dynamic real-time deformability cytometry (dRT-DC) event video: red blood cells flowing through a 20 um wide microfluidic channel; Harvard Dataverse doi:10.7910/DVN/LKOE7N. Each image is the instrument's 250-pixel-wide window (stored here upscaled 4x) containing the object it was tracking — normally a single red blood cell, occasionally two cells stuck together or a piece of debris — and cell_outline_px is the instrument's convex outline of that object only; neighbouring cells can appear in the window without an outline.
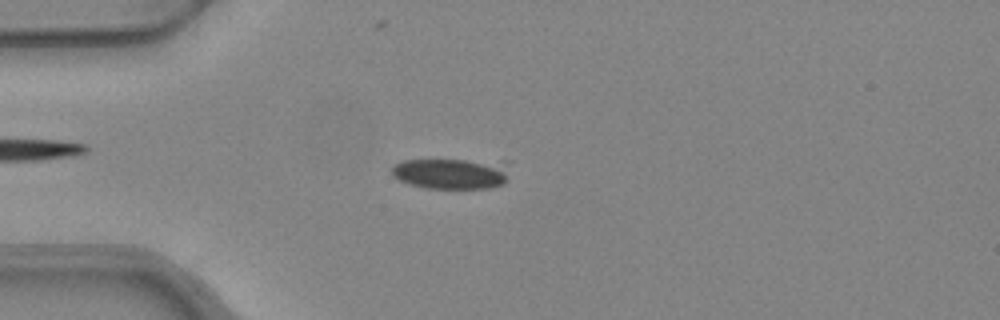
{"species": "common noctule bat (a hibernating species)", "species_latin": "Nyctalus noctula", "temperature_condition": "warm", "stored_images_in_passage": 20, "camera_frame_rate_fps": 3000, "um_per_image_px": 0.085, "animal": {"sex": "female", "body_mass_g": 24.6, "forearm_length_mm": 56.2}, "frame": {"image": 1, "passage_image": 14, "time_ms": 4.333, "image_size_px": [1000, 320], "cell_outline_px": [[512, 160], [508, 180], [504, 184], [492, 188], [424, 188], [408, 184], [392, 176], [392, 164], [400, 160]], "centroid_in_image_um": [38.48, 14.73], "position_along_channel_um": 46.5, "area_um2": 22.14}}
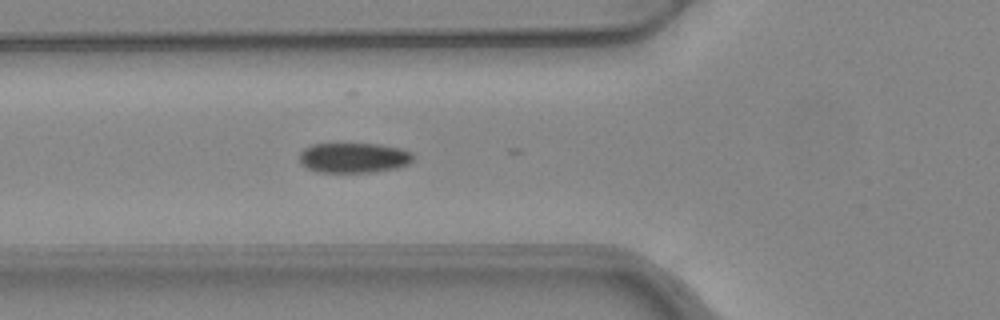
{"frame": {"image": 2, "passage_image": 19, "time_ms": 6.0, "image_size_px": [1000, 320], "cell_outline_px": [[412, 160], [408, 164], [396, 168], [376, 172], [316, 172], [308, 168], [300, 160], [300, 152], [304, 148], [312, 144], [380, 144], [400, 148], [412, 152]], "centroid_in_image_um": [30.08, 13.41], "position_along_channel_um": 95.7, "area_um2": 19.88}}